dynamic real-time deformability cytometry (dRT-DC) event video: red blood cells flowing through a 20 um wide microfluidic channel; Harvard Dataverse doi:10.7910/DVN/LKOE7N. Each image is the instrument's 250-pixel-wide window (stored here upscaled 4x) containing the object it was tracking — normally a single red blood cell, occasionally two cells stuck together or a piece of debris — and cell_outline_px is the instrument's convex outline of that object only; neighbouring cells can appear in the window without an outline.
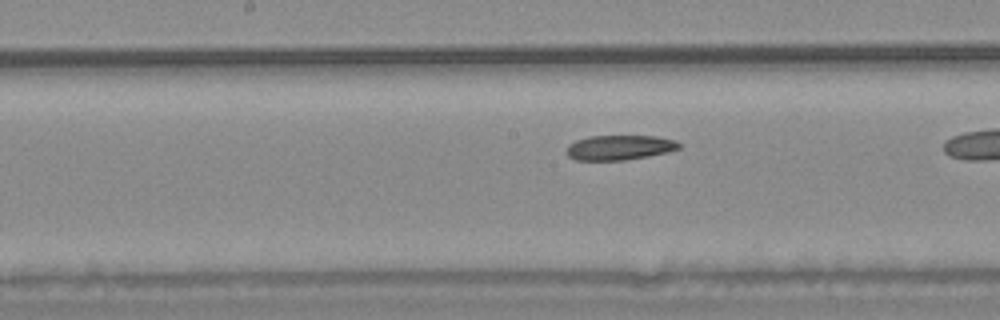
{"species": "common noctule bat (a hibernating species)", "species_latin": "Nyctalus noctula", "temperature_condition": "warm", "stored_images_in_passage": 31, "camera_frame_rate_fps": 3000, "um_per_image_px": 0.085, "animal": {"sex": "male", "body_mass_g": 20.4}, "frame": {"image": 1, "passage_image": 18, "time_ms": 5.667, "image_size_px": [1000, 320], "cell_outline_px": [[680, 148], [668, 152], [648, 156], [624, 160], [576, 160], [568, 156], [568, 144], [576, 140], [588, 136], [656, 136], [676, 140], [680, 144]], "centroid_in_image_um": [52.67, 12.53], "position_along_channel_um": 195.5, "area_um2": 16.24}}